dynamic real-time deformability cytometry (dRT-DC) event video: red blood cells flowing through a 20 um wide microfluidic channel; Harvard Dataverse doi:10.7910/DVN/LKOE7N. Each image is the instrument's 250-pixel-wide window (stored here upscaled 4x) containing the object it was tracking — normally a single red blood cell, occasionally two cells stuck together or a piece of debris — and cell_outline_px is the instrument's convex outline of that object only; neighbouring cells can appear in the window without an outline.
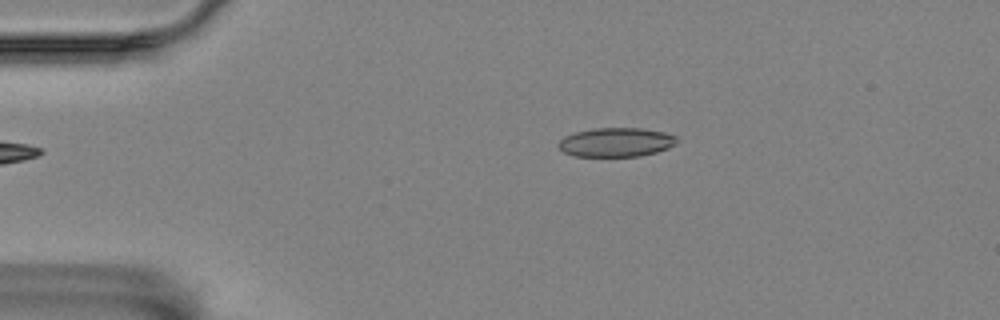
{"species": "Egyptian fruit bat (a non-hibernating species)", "species_latin": "Rousettus aegyptiacus", "temperature_condition": "room temperature", "stored_images_in_passage": 47, "camera_frame_rate_fps": 3000, "um_per_image_px": 0.085, "animal": {"sex": "female"}, "frame": {"image": 1, "passage_image": 2, "time_ms": 0.333, "image_size_px": [1000, 320], "cell_outline_px": [[676, 144], [668, 148], [656, 152], [640, 156], [572, 156], [564, 152], [556, 144], [564, 136], [576, 132], [592, 128], [640, 128], [664, 132], [676, 136]], "centroid_in_image_um": [52.34, 12.09], "position_along_channel_um": 32.7, "area_um2": 20.06}}
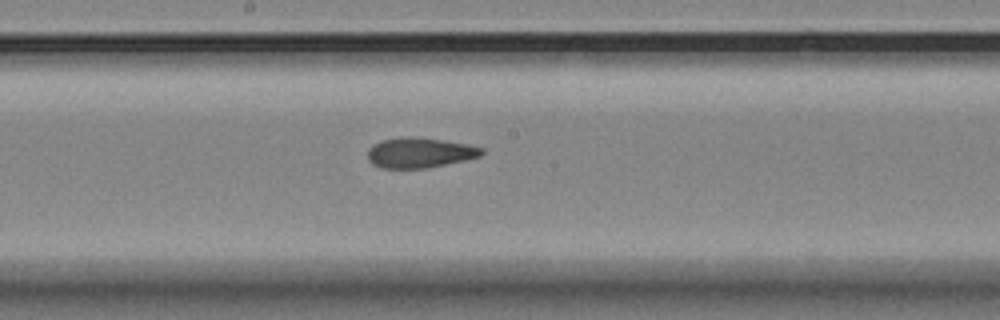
{"frame": {"image": 2, "passage_image": 21, "time_ms": 6.667, "image_size_px": [1000, 320], "cell_outline_px": [[484, 152], [480, 156], [464, 160], [424, 168], [384, 168], [372, 164], [368, 160], [368, 148], [372, 144], [380, 140], [404, 136], [412, 136], [444, 140], [468, 144], [484, 148]], "centroid_in_image_um": [35.64, 12.96], "position_along_channel_um": 212.6, "area_um2": 20.11}}
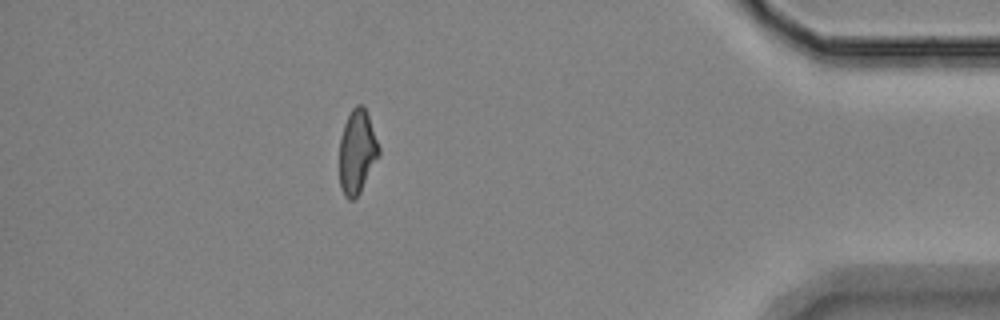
{"frame": {"image": 3, "passage_image": 41, "time_ms": 13.333, "image_size_px": [1000, 320], "cell_outline_px": [[380, 152], [356, 200], [348, 200], [344, 196], [340, 188], [340, 140], [344, 124], [352, 108], [356, 104], [364, 104], [380, 148]], "centroid_in_image_um": [30.34, 12.91], "position_along_channel_um": 404.9, "area_um2": 19.19}, "authors_computed_cell_mechanics": {"area_um2": 20.1722, "velocity_mm_per_s": 3.5284, "shape_relaxation_time_tau1_ms": null, "shape_relaxation_time_tau2_ms": 3.3084, "deformation_change_tau1": null, "deformation_change_tau2": 0.1029}}